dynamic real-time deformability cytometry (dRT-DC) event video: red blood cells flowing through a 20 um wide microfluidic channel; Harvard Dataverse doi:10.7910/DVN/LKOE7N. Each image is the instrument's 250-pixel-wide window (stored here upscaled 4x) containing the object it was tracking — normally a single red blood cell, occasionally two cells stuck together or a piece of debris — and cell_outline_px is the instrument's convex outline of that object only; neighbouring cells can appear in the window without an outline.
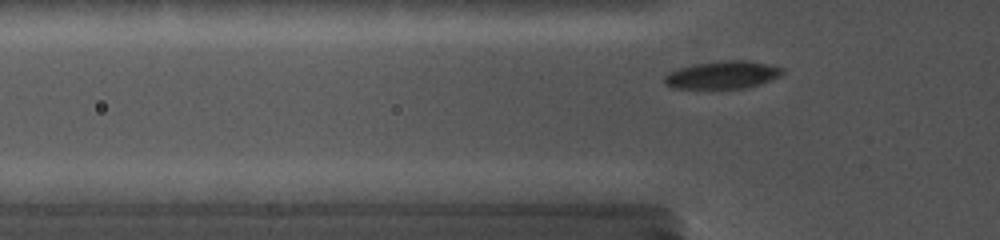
{"species": "common noctule bat (a hibernating species)", "species_latin": "Nyctalus noctula", "temperature_condition": "cold", "stored_images_in_passage": 28, "camera_frame_rate_fps": 5000, "um_per_image_px": 0.085, "animal": {"sex": "female", "body_mass_g": 19.0, "forearm_length_mm": 56.7}, "frame": {"image": 1, "passage_image": 5, "time_ms": 1.6, "image_size_px": [1000, 240], "cell_outline_px": [[784, 72], [780, 76], [760, 84], [748, 88], [672, 88], [664, 84], [664, 76], [668, 72], [676, 68], [692, 64], [720, 60], [748, 60], [768, 64], [784, 68]], "centroid_in_image_um": [61.39, 6.35], "position_along_channel_um": 64.4, "area_um2": 19.36}}
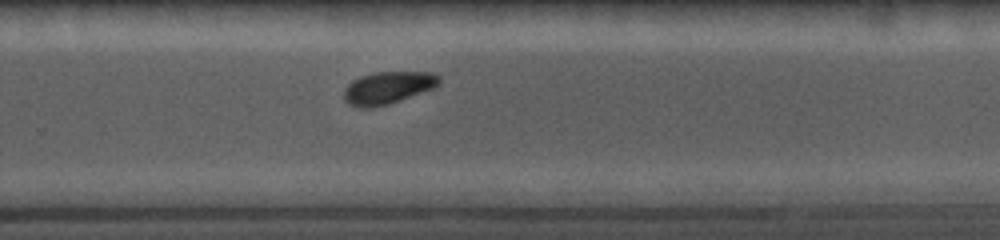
{"frame": {"image": 2, "passage_image": 19, "time_ms": 7.8, "image_size_px": [1000, 240], "cell_outline_px": [[440, 84], [432, 88], [400, 100], [388, 104], [372, 108], [356, 108], [348, 104], [344, 100], [344, 88], [352, 80], [360, 76], [372, 72], [432, 72], [440, 76]], "centroid_in_image_um": [32.92, 7.46], "position_along_channel_um": 296.9, "area_um2": 18.09}}
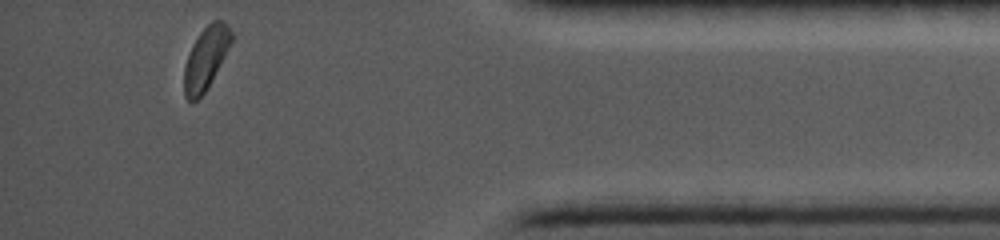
{"frame": {"image": 3, "passage_image": 28, "time_ms": 11.6, "image_size_px": [1000, 240], "cell_outline_px": [[232, 40], [224, 56], [204, 92], [196, 100], [188, 100], [184, 96], [184, 68], [192, 44], [200, 32], [212, 20], [220, 20], [228, 24], [232, 32]], "centroid_in_image_um": [17.48, 4.91], "position_along_channel_um": 417.7, "area_um2": 16.7}}